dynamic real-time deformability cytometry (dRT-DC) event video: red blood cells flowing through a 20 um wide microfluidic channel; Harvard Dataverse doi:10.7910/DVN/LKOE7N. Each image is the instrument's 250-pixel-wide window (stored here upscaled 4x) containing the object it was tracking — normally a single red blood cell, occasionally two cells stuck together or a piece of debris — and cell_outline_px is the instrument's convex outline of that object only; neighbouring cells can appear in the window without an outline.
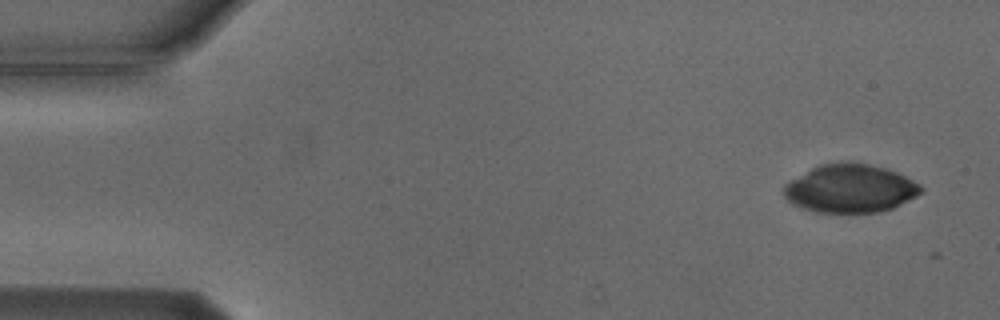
{"species": "Egyptian fruit bat (a non-hibernating species)", "species_latin": "Rousettus aegyptiacus", "temperature_condition": "cold", "stored_images_in_passage": 5, "camera_frame_rate_fps": 3000, "um_per_image_px": 0.085, "animal": {"sex": "male"}, "frame": {"image": 1, "passage_image": 1, "time_ms": 0.0, "image_size_px": [1000, 320], "cell_outline_px": [[924, 188], [916, 196], [892, 208], [880, 212], [816, 212], [800, 208], [792, 204], [784, 196], [784, 184], [788, 180], [820, 164], [840, 160], [844, 160], [868, 164], [884, 168], [896, 172], [920, 184]], "centroid_in_image_um": [72.22, 16.0], "position_along_channel_um": 12.8, "area_um2": 38.78}}